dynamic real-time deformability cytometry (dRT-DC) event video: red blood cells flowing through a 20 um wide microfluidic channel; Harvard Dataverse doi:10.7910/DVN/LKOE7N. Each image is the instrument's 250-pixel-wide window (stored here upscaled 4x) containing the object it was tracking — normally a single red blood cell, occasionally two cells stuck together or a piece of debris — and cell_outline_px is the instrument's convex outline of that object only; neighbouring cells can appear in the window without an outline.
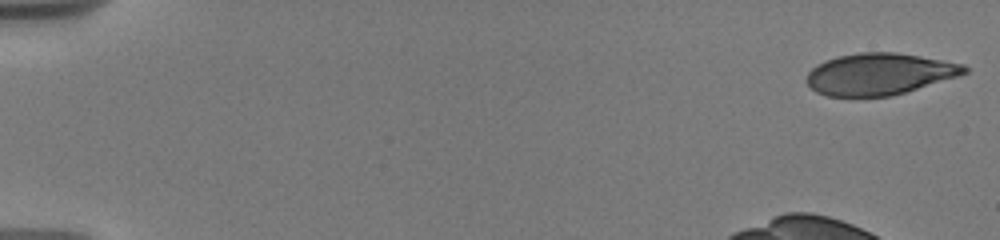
{"species": "human", "species_latin": "Homo sapiens", "temperature_condition": "warm", "stored_images_in_passage": 20, "camera_frame_rate_fps": 3000, "um_per_image_px": 0.085, "donor": {"sex": "male"}, "frame": {"image": 1, "passage_image": 1, "time_ms": 0.0, "image_size_px": [1000, 240], "cell_outline_px": [[968, 72], [956, 76], [892, 96], [828, 96], [816, 92], [808, 84], [808, 72], [816, 64], [824, 60], [836, 56], [860, 52], [896, 52], [920, 56], [964, 64], [968, 68]], "centroid_in_image_um": [74.72, 6.28], "position_along_channel_um": 10.3, "area_um2": 38.03}}